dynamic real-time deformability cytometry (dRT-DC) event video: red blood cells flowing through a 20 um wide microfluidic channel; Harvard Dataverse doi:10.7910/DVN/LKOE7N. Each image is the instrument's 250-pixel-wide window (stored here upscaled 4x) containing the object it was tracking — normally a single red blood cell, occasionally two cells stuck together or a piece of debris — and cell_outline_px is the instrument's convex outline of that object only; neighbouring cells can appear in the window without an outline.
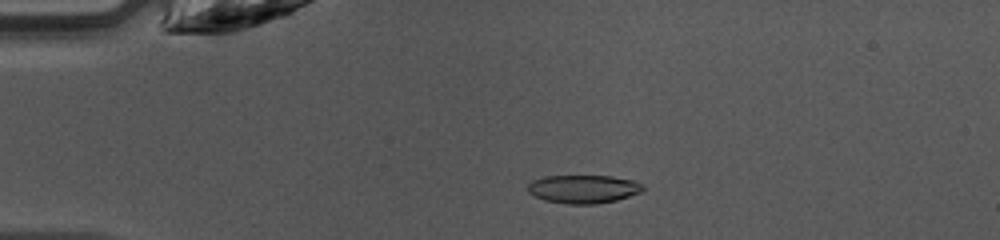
{"species": "common noctule bat (a hibernating species)", "species_latin": "Nyctalus noctula", "temperature_condition": "warm", "stored_images_in_passage": 48, "camera_frame_rate_fps": 3000, "um_per_image_px": 0.085, "animal": {"sex": "female", "body_mass_g": 10.0, "forearm_length_mm": 53.1}, "frame": {"image": 1, "passage_image": 11, "time_ms": 3.333, "image_size_px": [1000, 240], "cell_outline_px": [[644, 188], [640, 192], [616, 200], [596, 204], [568, 204], [544, 200], [528, 192], [528, 184], [532, 180], [544, 176], [612, 176], [632, 180], [640, 184]], "centroid_in_image_um": [49.55, 16.06], "position_along_channel_um": 35.5, "area_um2": 18.84}}
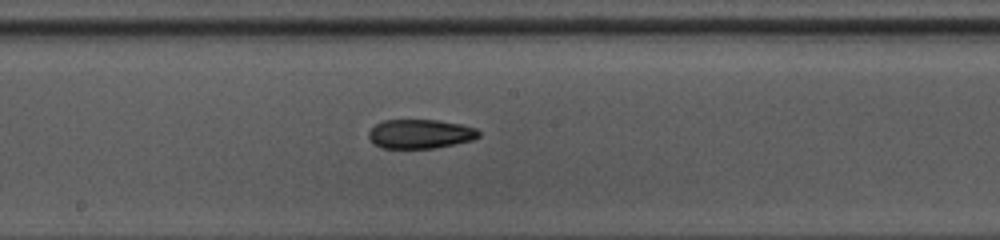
{"frame": {"image": 2, "passage_image": 26, "time_ms": 8.333, "image_size_px": [1000, 240], "cell_outline_px": [[480, 136], [472, 140], [456, 144], [436, 148], [380, 148], [368, 136], [368, 132], [376, 124], [384, 120], [436, 120], [460, 124], [476, 128], [480, 132]], "centroid_in_image_um": [35.74, 11.38], "position_along_channel_um": 212.5, "area_um2": 18.67}}
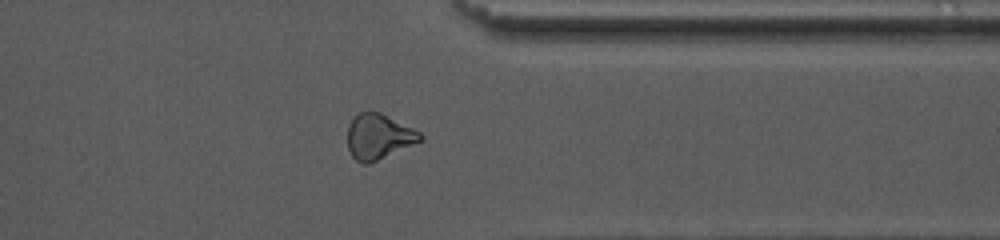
{"frame": {"image": 3, "passage_image": 38, "time_ms": 12.333, "image_size_px": [1000, 240], "cell_outline_px": [[424, 136], [420, 140], [412, 144], [368, 164], [360, 164], [352, 156], [348, 148], [348, 124], [360, 112], [380, 112], [420, 132]], "centroid_in_image_um": [32.14, 11.61], "position_along_channel_um": 379.3, "area_um2": 18.73}, "authors_computed_cell_mechanics": {"area_um2": 19.1607, "velocity_mm_per_s": 4.2518, "shape_relaxation_time_tau1_ms": null, "shape_relaxation_time_tau2_ms": 5.5318, "deformation_change_tau1": null, "deformation_change_tau2": 0.1519}}